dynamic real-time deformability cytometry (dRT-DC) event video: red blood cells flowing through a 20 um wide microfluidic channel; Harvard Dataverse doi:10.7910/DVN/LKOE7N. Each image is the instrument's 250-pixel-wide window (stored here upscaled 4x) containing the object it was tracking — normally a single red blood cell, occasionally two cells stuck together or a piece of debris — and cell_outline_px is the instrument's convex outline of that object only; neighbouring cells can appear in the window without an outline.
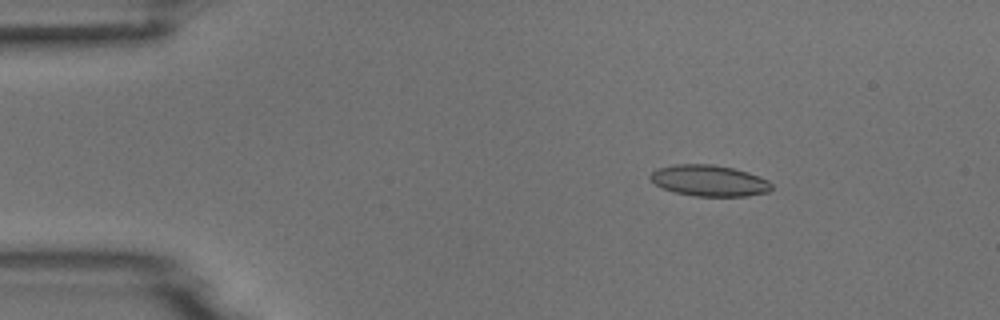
{"species": "common noctule bat (a hibernating species)", "species_latin": "Nyctalus noctula", "temperature_condition": "room temperature", "stored_images_in_passage": 47, "camera_frame_rate_fps": 3000, "um_per_image_px": 0.085, "animal": {"sex": "male", "body_mass_g": 18.8}, "frame": {"image": 1, "passage_image": 2, "time_ms": 0.333, "image_size_px": [1000, 320], "cell_outline_px": [[772, 188], [768, 192], [748, 196], [696, 196], [672, 192], [656, 184], [648, 176], [656, 168], [676, 164], [712, 164], [732, 168], [748, 172], [760, 176], [768, 180], [772, 184]], "centroid_in_image_um": [60.29, 15.35], "position_along_channel_um": 24.7, "area_um2": 22.08}}
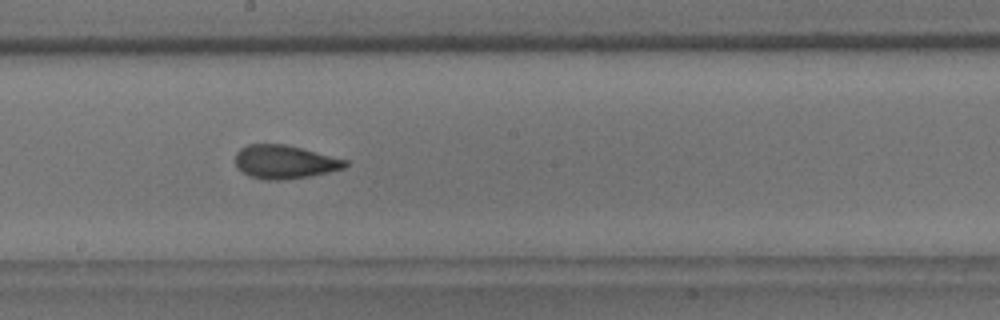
{"frame": {"image": 2, "passage_image": 23, "time_ms": 7.333, "image_size_px": [1000, 320], "cell_outline_px": [[348, 164], [344, 168], [328, 172], [308, 176], [280, 180], [264, 180], [248, 176], [236, 168], [236, 152], [240, 148], [248, 144], [284, 144], [348, 160]], "centroid_in_image_um": [24.15, 13.77], "position_along_channel_um": 224.0, "area_um2": 21.39}}
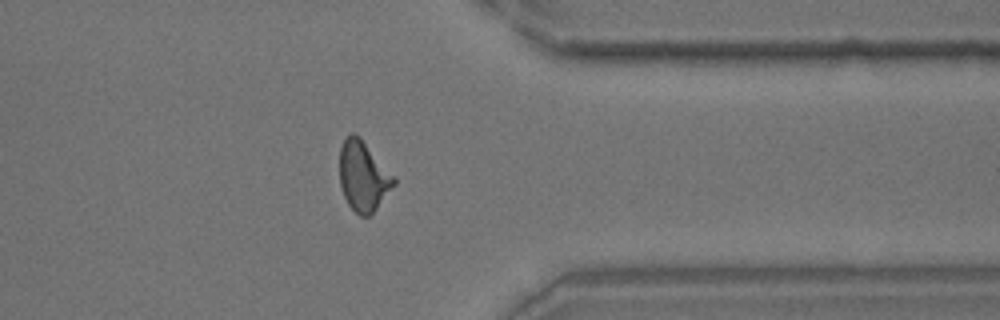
{"frame": {"image": 3, "passage_image": 36, "time_ms": 11.667, "image_size_px": [1000, 320], "cell_outline_px": [[396, 184], [376, 208], [368, 216], [360, 216], [348, 204], [340, 188], [340, 148], [344, 140], [352, 132], [356, 132], [360, 136], [396, 180]], "centroid_in_image_um": [30.85, 14.96], "position_along_channel_um": 380.5, "area_um2": 21.79}}